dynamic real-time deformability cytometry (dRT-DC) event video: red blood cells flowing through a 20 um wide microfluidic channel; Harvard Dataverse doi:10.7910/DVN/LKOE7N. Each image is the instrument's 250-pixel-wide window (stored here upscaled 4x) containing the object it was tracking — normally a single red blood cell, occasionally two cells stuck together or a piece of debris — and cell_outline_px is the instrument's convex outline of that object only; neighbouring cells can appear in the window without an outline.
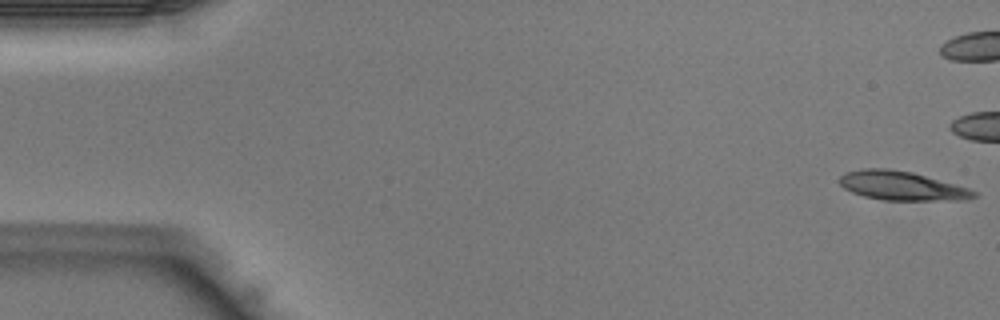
{"species": "Egyptian fruit bat (a non-hibernating species)", "species_latin": "Rousettus aegyptiacus", "temperature_condition": "warm", "stored_images_in_passage": 43, "camera_frame_rate_fps": 3000, "um_per_image_px": 0.085, "animal": {"sex": "male"}, "frame": {"image": 1, "passage_image": 1, "time_ms": 0.0, "image_size_px": [1000, 320], "cell_outline_px": [[976, 196], [964, 200], [884, 200], [864, 196], [852, 192], [844, 188], [840, 184], [840, 176], [848, 172], [864, 168], [888, 168], [912, 172], [968, 188], [976, 192]], "centroid_in_image_um": [76.64, 15.79], "position_along_channel_um": 8.4, "area_um2": 22.43}}
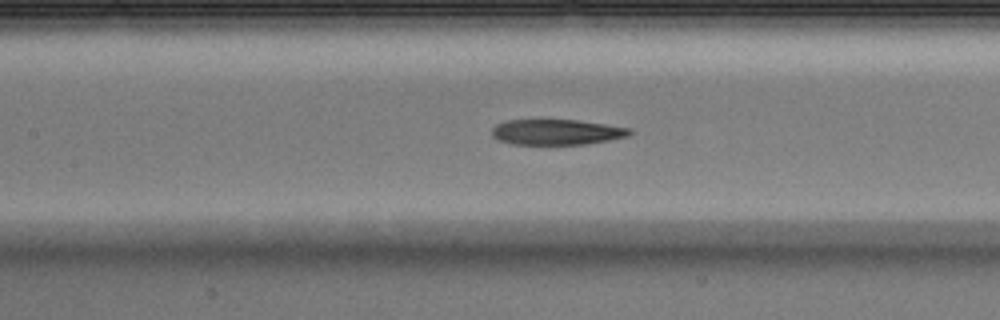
{"frame": {"image": 2, "passage_image": 19, "time_ms": 6.0, "image_size_px": [1000, 320], "cell_outline_px": [[636, 132], [628, 136], [608, 140], [584, 144], [516, 144], [496, 140], [492, 136], [492, 128], [496, 124], [508, 120], [540, 116], [576, 120], [632, 128]], "centroid_in_image_um": [47.27, 11.17], "position_along_channel_um": 160.1, "area_um2": 21.44}}
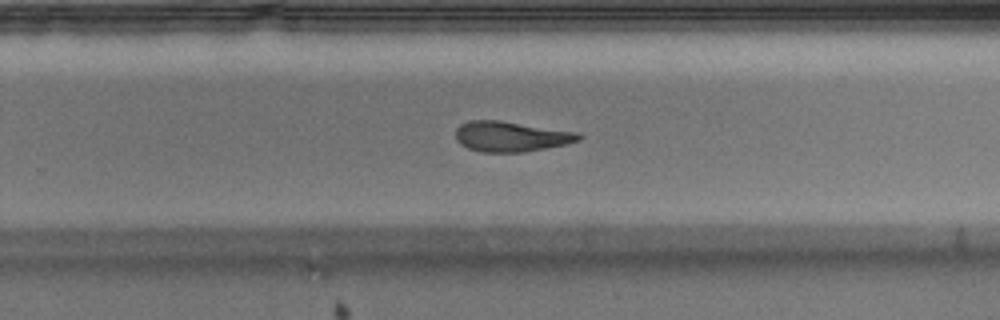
{"frame": {"image": 3, "passage_image": 27, "time_ms": 8.667, "image_size_px": [1000, 320], "cell_outline_px": [[584, 136], [580, 140], [568, 144], [524, 152], [484, 152], [468, 148], [460, 144], [456, 140], [456, 128], [460, 124], [468, 120], [500, 120], [580, 132]], "centroid_in_image_um": [43.47, 11.59], "position_along_channel_um": 286.3, "area_um2": 22.02}}